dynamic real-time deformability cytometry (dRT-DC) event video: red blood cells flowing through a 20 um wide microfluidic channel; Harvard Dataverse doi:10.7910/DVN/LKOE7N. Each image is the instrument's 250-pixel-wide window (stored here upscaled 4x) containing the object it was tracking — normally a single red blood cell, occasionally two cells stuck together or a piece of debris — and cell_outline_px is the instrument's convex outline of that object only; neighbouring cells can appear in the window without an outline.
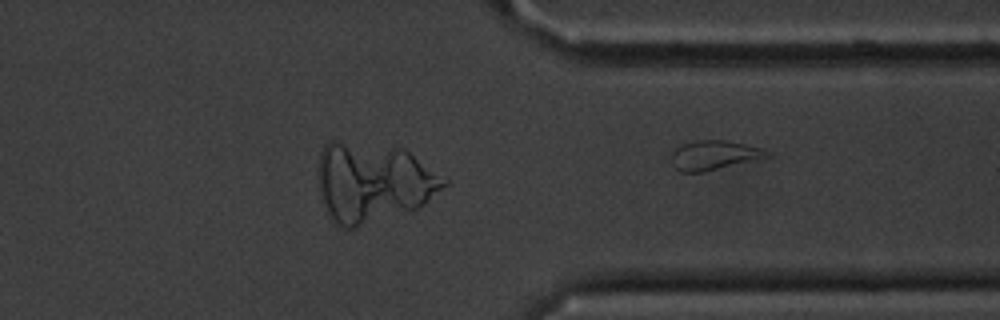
{"species": "common noctule bat (a hibernating species)", "species_latin": "Nyctalus noctula", "temperature_condition": "cold", "stored_images_in_passage": 42, "camera_frame_rate_fps": 3000, "um_per_image_px": 0.085, "animal": {"sex": "male", "body_mass_g": 20.1, "forearm_length_mm": 53.5}, "frame": {"image": 1, "passage_image": 42, "time_ms": 13.667, "image_size_px": [1000, 320], "cell_outline_px": [[772, 156], [704, 172], [680, 172], [672, 164], [668, 156], [676, 148], [684, 144], [696, 140], [728, 140], [760, 148]], "centroid_in_image_um": [60.63, 13.2], "position_along_channel_um": 350.8, "area_um2": 16.36}}